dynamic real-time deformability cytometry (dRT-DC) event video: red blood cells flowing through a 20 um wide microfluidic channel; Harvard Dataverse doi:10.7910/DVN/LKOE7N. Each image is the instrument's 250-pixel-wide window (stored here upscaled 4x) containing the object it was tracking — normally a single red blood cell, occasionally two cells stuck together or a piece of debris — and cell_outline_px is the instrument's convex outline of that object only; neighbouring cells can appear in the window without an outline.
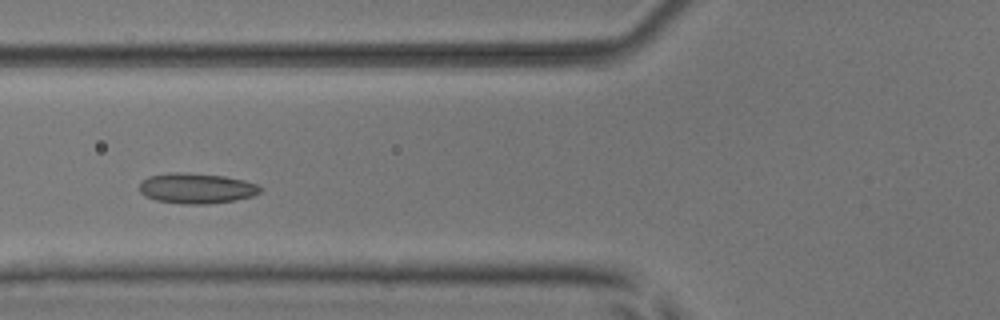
{"species": "common noctule bat (a hibernating species)", "species_latin": "Nyctalus noctula", "temperature_condition": "room temperature", "stored_images_in_passage": 2, "camera_frame_rate_fps": 3000, "um_per_image_px": 0.085, "animal": {"sex": "male", "body_mass_g": 17.9, "forearm_length_mm": 54.2}, "frame": {"image": 1, "passage_image": 2, "time_ms": 1.333, "image_size_px": [1000, 320], "cell_outline_px": [[264, 188], [260, 192], [252, 196], [236, 200], [208, 204], [184, 204], [156, 200], [144, 196], [140, 192], [140, 184], [148, 176], [176, 172], [224, 176], [244, 180], [256, 184]], "centroid_in_image_um": [16.72, 16.02], "position_along_channel_um": 109.1, "area_um2": 21.27}}